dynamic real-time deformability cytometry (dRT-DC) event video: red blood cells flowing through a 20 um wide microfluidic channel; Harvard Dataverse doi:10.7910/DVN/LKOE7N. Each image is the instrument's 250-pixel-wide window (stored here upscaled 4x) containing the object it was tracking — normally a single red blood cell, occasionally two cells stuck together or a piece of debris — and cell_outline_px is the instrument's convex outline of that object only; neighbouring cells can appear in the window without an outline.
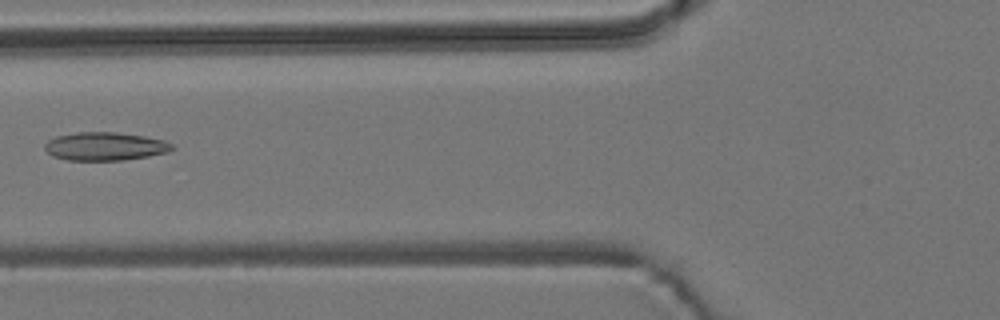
{"species": "common noctule bat (a hibernating species)", "species_latin": "Nyctalus noctula", "temperature_condition": "room temperature", "stored_images_in_passage": 6, "camera_frame_rate_fps": 3000, "um_per_image_px": 0.085, "animal": {"sex": "male", "body_mass_g": 19.2, "forearm_length_mm": 51.8}, "frame": {"image": 1, "passage_image": 6, "time_ms": 5.667, "image_size_px": [1000, 320], "cell_outline_px": [[176, 148], [168, 152], [148, 156], [120, 160], [68, 160], [52, 156], [44, 148], [44, 144], [48, 140], [56, 136], [76, 132], [116, 132], [144, 136], [164, 140], [172, 144]], "centroid_in_image_um": [8.92, 12.43], "position_along_channel_um": 116.9, "area_um2": 20.98}}